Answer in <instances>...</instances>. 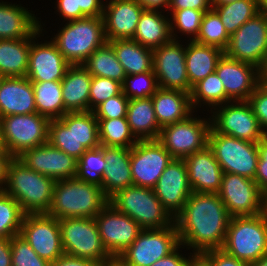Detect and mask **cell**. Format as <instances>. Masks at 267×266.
Here are the masks:
<instances>
[{
    "mask_svg": "<svg viewBox=\"0 0 267 266\" xmlns=\"http://www.w3.org/2000/svg\"><path fill=\"white\" fill-rule=\"evenodd\" d=\"M212 110L211 127L220 134L254 143L265 136L247 101H231Z\"/></svg>",
    "mask_w": 267,
    "mask_h": 266,
    "instance_id": "cell-14",
    "label": "cell"
},
{
    "mask_svg": "<svg viewBox=\"0 0 267 266\" xmlns=\"http://www.w3.org/2000/svg\"><path fill=\"white\" fill-rule=\"evenodd\" d=\"M217 194L231 217L256 216L267 210V197L254 180L244 176L223 173Z\"/></svg>",
    "mask_w": 267,
    "mask_h": 266,
    "instance_id": "cell-13",
    "label": "cell"
},
{
    "mask_svg": "<svg viewBox=\"0 0 267 266\" xmlns=\"http://www.w3.org/2000/svg\"><path fill=\"white\" fill-rule=\"evenodd\" d=\"M259 159L254 181L260 191L267 197V137L264 136L258 142Z\"/></svg>",
    "mask_w": 267,
    "mask_h": 266,
    "instance_id": "cell-52",
    "label": "cell"
},
{
    "mask_svg": "<svg viewBox=\"0 0 267 266\" xmlns=\"http://www.w3.org/2000/svg\"><path fill=\"white\" fill-rule=\"evenodd\" d=\"M12 156L5 148H0V190H3L6 183L7 165Z\"/></svg>",
    "mask_w": 267,
    "mask_h": 266,
    "instance_id": "cell-59",
    "label": "cell"
},
{
    "mask_svg": "<svg viewBox=\"0 0 267 266\" xmlns=\"http://www.w3.org/2000/svg\"><path fill=\"white\" fill-rule=\"evenodd\" d=\"M258 2L260 12L267 16V0H258Z\"/></svg>",
    "mask_w": 267,
    "mask_h": 266,
    "instance_id": "cell-62",
    "label": "cell"
},
{
    "mask_svg": "<svg viewBox=\"0 0 267 266\" xmlns=\"http://www.w3.org/2000/svg\"><path fill=\"white\" fill-rule=\"evenodd\" d=\"M262 82L267 85V71H262Z\"/></svg>",
    "mask_w": 267,
    "mask_h": 266,
    "instance_id": "cell-66",
    "label": "cell"
},
{
    "mask_svg": "<svg viewBox=\"0 0 267 266\" xmlns=\"http://www.w3.org/2000/svg\"><path fill=\"white\" fill-rule=\"evenodd\" d=\"M193 114L194 112L186 119L164 126L160 130L157 140L173 159H185L208 145L211 120L199 116L197 118Z\"/></svg>",
    "mask_w": 267,
    "mask_h": 266,
    "instance_id": "cell-10",
    "label": "cell"
},
{
    "mask_svg": "<svg viewBox=\"0 0 267 266\" xmlns=\"http://www.w3.org/2000/svg\"><path fill=\"white\" fill-rule=\"evenodd\" d=\"M105 172L98 182L110 198L117 191L133 185L130 168V148L104 146Z\"/></svg>",
    "mask_w": 267,
    "mask_h": 266,
    "instance_id": "cell-26",
    "label": "cell"
},
{
    "mask_svg": "<svg viewBox=\"0 0 267 266\" xmlns=\"http://www.w3.org/2000/svg\"><path fill=\"white\" fill-rule=\"evenodd\" d=\"M51 40L71 65H82L107 40L102 17L66 22Z\"/></svg>",
    "mask_w": 267,
    "mask_h": 266,
    "instance_id": "cell-5",
    "label": "cell"
},
{
    "mask_svg": "<svg viewBox=\"0 0 267 266\" xmlns=\"http://www.w3.org/2000/svg\"><path fill=\"white\" fill-rule=\"evenodd\" d=\"M192 192L218 193L223 171L208 145L185 159Z\"/></svg>",
    "mask_w": 267,
    "mask_h": 266,
    "instance_id": "cell-24",
    "label": "cell"
},
{
    "mask_svg": "<svg viewBox=\"0 0 267 266\" xmlns=\"http://www.w3.org/2000/svg\"><path fill=\"white\" fill-rule=\"evenodd\" d=\"M208 147L223 173L237 174L254 180L259 159L258 143L220 134L211 127Z\"/></svg>",
    "mask_w": 267,
    "mask_h": 266,
    "instance_id": "cell-9",
    "label": "cell"
},
{
    "mask_svg": "<svg viewBox=\"0 0 267 266\" xmlns=\"http://www.w3.org/2000/svg\"><path fill=\"white\" fill-rule=\"evenodd\" d=\"M37 113L51 119L64 115L61 81L32 82Z\"/></svg>",
    "mask_w": 267,
    "mask_h": 266,
    "instance_id": "cell-37",
    "label": "cell"
},
{
    "mask_svg": "<svg viewBox=\"0 0 267 266\" xmlns=\"http://www.w3.org/2000/svg\"><path fill=\"white\" fill-rule=\"evenodd\" d=\"M238 0H211L212 7L224 5Z\"/></svg>",
    "mask_w": 267,
    "mask_h": 266,
    "instance_id": "cell-63",
    "label": "cell"
},
{
    "mask_svg": "<svg viewBox=\"0 0 267 266\" xmlns=\"http://www.w3.org/2000/svg\"><path fill=\"white\" fill-rule=\"evenodd\" d=\"M180 244L173 252L163 257L162 259L157 260L151 266H189L196 258L193 253H190V256L186 258L179 251L184 246ZM179 250V251H178Z\"/></svg>",
    "mask_w": 267,
    "mask_h": 266,
    "instance_id": "cell-54",
    "label": "cell"
},
{
    "mask_svg": "<svg viewBox=\"0 0 267 266\" xmlns=\"http://www.w3.org/2000/svg\"><path fill=\"white\" fill-rule=\"evenodd\" d=\"M185 47V60L188 81L193 87L196 83L206 78L216 70L219 59L224 51L218 47L204 45L187 40Z\"/></svg>",
    "mask_w": 267,
    "mask_h": 266,
    "instance_id": "cell-30",
    "label": "cell"
},
{
    "mask_svg": "<svg viewBox=\"0 0 267 266\" xmlns=\"http://www.w3.org/2000/svg\"><path fill=\"white\" fill-rule=\"evenodd\" d=\"M180 43V40H171L153 50V71L159 88L190 93L192 87L188 81L185 45Z\"/></svg>",
    "mask_w": 267,
    "mask_h": 266,
    "instance_id": "cell-18",
    "label": "cell"
},
{
    "mask_svg": "<svg viewBox=\"0 0 267 266\" xmlns=\"http://www.w3.org/2000/svg\"><path fill=\"white\" fill-rule=\"evenodd\" d=\"M102 266H122V265L116 259H114L112 262L106 263Z\"/></svg>",
    "mask_w": 267,
    "mask_h": 266,
    "instance_id": "cell-65",
    "label": "cell"
},
{
    "mask_svg": "<svg viewBox=\"0 0 267 266\" xmlns=\"http://www.w3.org/2000/svg\"><path fill=\"white\" fill-rule=\"evenodd\" d=\"M75 137L87 150L100 146L98 120L94 112H75Z\"/></svg>",
    "mask_w": 267,
    "mask_h": 266,
    "instance_id": "cell-46",
    "label": "cell"
},
{
    "mask_svg": "<svg viewBox=\"0 0 267 266\" xmlns=\"http://www.w3.org/2000/svg\"><path fill=\"white\" fill-rule=\"evenodd\" d=\"M55 180L32 171L17 157H12L7 165L4 191L14 198L25 214L48 213Z\"/></svg>",
    "mask_w": 267,
    "mask_h": 266,
    "instance_id": "cell-3",
    "label": "cell"
},
{
    "mask_svg": "<svg viewBox=\"0 0 267 266\" xmlns=\"http://www.w3.org/2000/svg\"><path fill=\"white\" fill-rule=\"evenodd\" d=\"M230 219L217 193L192 192L175 217L180 244L196 257L208 250L222 249Z\"/></svg>",
    "mask_w": 267,
    "mask_h": 266,
    "instance_id": "cell-1",
    "label": "cell"
},
{
    "mask_svg": "<svg viewBox=\"0 0 267 266\" xmlns=\"http://www.w3.org/2000/svg\"><path fill=\"white\" fill-rule=\"evenodd\" d=\"M2 140H1V130H0V148H2Z\"/></svg>",
    "mask_w": 267,
    "mask_h": 266,
    "instance_id": "cell-68",
    "label": "cell"
},
{
    "mask_svg": "<svg viewBox=\"0 0 267 266\" xmlns=\"http://www.w3.org/2000/svg\"><path fill=\"white\" fill-rule=\"evenodd\" d=\"M82 65L92 76L106 77L121 84L126 76L124 67L108 42L95 50Z\"/></svg>",
    "mask_w": 267,
    "mask_h": 266,
    "instance_id": "cell-36",
    "label": "cell"
},
{
    "mask_svg": "<svg viewBox=\"0 0 267 266\" xmlns=\"http://www.w3.org/2000/svg\"><path fill=\"white\" fill-rule=\"evenodd\" d=\"M97 120L100 146L131 148L138 142L130 130L127 117Z\"/></svg>",
    "mask_w": 267,
    "mask_h": 266,
    "instance_id": "cell-40",
    "label": "cell"
},
{
    "mask_svg": "<svg viewBox=\"0 0 267 266\" xmlns=\"http://www.w3.org/2000/svg\"><path fill=\"white\" fill-rule=\"evenodd\" d=\"M109 203L136 221L142 229H161L175 224V218L152 188L128 186L112 195Z\"/></svg>",
    "mask_w": 267,
    "mask_h": 266,
    "instance_id": "cell-4",
    "label": "cell"
},
{
    "mask_svg": "<svg viewBox=\"0 0 267 266\" xmlns=\"http://www.w3.org/2000/svg\"><path fill=\"white\" fill-rule=\"evenodd\" d=\"M146 10L168 11L170 0H136ZM162 8V9H161Z\"/></svg>",
    "mask_w": 267,
    "mask_h": 266,
    "instance_id": "cell-60",
    "label": "cell"
},
{
    "mask_svg": "<svg viewBox=\"0 0 267 266\" xmlns=\"http://www.w3.org/2000/svg\"><path fill=\"white\" fill-rule=\"evenodd\" d=\"M56 3L57 14H60L59 17L62 16L67 22L87 17L78 7L77 0H57Z\"/></svg>",
    "mask_w": 267,
    "mask_h": 266,
    "instance_id": "cell-53",
    "label": "cell"
},
{
    "mask_svg": "<svg viewBox=\"0 0 267 266\" xmlns=\"http://www.w3.org/2000/svg\"><path fill=\"white\" fill-rule=\"evenodd\" d=\"M180 245L176 225L143 229L137 239L116 259L122 266H151Z\"/></svg>",
    "mask_w": 267,
    "mask_h": 266,
    "instance_id": "cell-11",
    "label": "cell"
},
{
    "mask_svg": "<svg viewBox=\"0 0 267 266\" xmlns=\"http://www.w3.org/2000/svg\"><path fill=\"white\" fill-rule=\"evenodd\" d=\"M167 14L170 16V31L172 40H178L179 37L175 33H181L182 35H188L191 41H193L200 29L203 15L206 11L194 10L186 8L182 10H170ZM172 19V20H171ZM175 30V31H174ZM191 35V36H190Z\"/></svg>",
    "mask_w": 267,
    "mask_h": 266,
    "instance_id": "cell-43",
    "label": "cell"
},
{
    "mask_svg": "<svg viewBox=\"0 0 267 266\" xmlns=\"http://www.w3.org/2000/svg\"><path fill=\"white\" fill-rule=\"evenodd\" d=\"M212 8L218 13L229 36L260 12L258 0H238Z\"/></svg>",
    "mask_w": 267,
    "mask_h": 266,
    "instance_id": "cell-39",
    "label": "cell"
},
{
    "mask_svg": "<svg viewBox=\"0 0 267 266\" xmlns=\"http://www.w3.org/2000/svg\"><path fill=\"white\" fill-rule=\"evenodd\" d=\"M109 203V198L96 181L69 178L55 182L53 199L47 214L54 218H95Z\"/></svg>",
    "mask_w": 267,
    "mask_h": 266,
    "instance_id": "cell-2",
    "label": "cell"
},
{
    "mask_svg": "<svg viewBox=\"0 0 267 266\" xmlns=\"http://www.w3.org/2000/svg\"><path fill=\"white\" fill-rule=\"evenodd\" d=\"M0 266H12L10 239L0 238Z\"/></svg>",
    "mask_w": 267,
    "mask_h": 266,
    "instance_id": "cell-58",
    "label": "cell"
},
{
    "mask_svg": "<svg viewBox=\"0 0 267 266\" xmlns=\"http://www.w3.org/2000/svg\"><path fill=\"white\" fill-rule=\"evenodd\" d=\"M127 121L137 140H157L161 128L156 119L152 97L130 99Z\"/></svg>",
    "mask_w": 267,
    "mask_h": 266,
    "instance_id": "cell-32",
    "label": "cell"
},
{
    "mask_svg": "<svg viewBox=\"0 0 267 266\" xmlns=\"http://www.w3.org/2000/svg\"><path fill=\"white\" fill-rule=\"evenodd\" d=\"M59 227L66 255L87 259L100 266L114 260L101 241L95 218L59 219Z\"/></svg>",
    "mask_w": 267,
    "mask_h": 266,
    "instance_id": "cell-7",
    "label": "cell"
},
{
    "mask_svg": "<svg viewBox=\"0 0 267 266\" xmlns=\"http://www.w3.org/2000/svg\"><path fill=\"white\" fill-rule=\"evenodd\" d=\"M25 213L20 204L4 190H0V238L19 235Z\"/></svg>",
    "mask_w": 267,
    "mask_h": 266,
    "instance_id": "cell-42",
    "label": "cell"
},
{
    "mask_svg": "<svg viewBox=\"0 0 267 266\" xmlns=\"http://www.w3.org/2000/svg\"><path fill=\"white\" fill-rule=\"evenodd\" d=\"M50 119L39 113L0 118L2 146L12 157L48 142Z\"/></svg>",
    "mask_w": 267,
    "mask_h": 266,
    "instance_id": "cell-8",
    "label": "cell"
},
{
    "mask_svg": "<svg viewBox=\"0 0 267 266\" xmlns=\"http://www.w3.org/2000/svg\"><path fill=\"white\" fill-rule=\"evenodd\" d=\"M32 171L49 176L55 181L74 178L77 159L53 147L49 142L23 151L17 157Z\"/></svg>",
    "mask_w": 267,
    "mask_h": 266,
    "instance_id": "cell-21",
    "label": "cell"
},
{
    "mask_svg": "<svg viewBox=\"0 0 267 266\" xmlns=\"http://www.w3.org/2000/svg\"><path fill=\"white\" fill-rule=\"evenodd\" d=\"M48 142L77 160L82 156L87 149L75 137V112L50 120Z\"/></svg>",
    "mask_w": 267,
    "mask_h": 266,
    "instance_id": "cell-35",
    "label": "cell"
},
{
    "mask_svg": "<svg viewBox=\"0 0 267 266\" xmlns=\"http://www.w3.org/2000/svg\"><path fill=\"white\" fill-rule=\"evenodd\" d=\"M158 89L159 85L154 71L126 75L122 83V92L129 99L152 97Z\"/></svg>",
    "mask_w": 267,
    "mask_h": 266,
    "instance_id": "cell-45",
    "label": "cell"
},
{
    "mask_svg": "<svg viewBox=\"0 0 267 266\" xmlns=\"http://www.w3.org/2000/svg\"><path fill=\"white\" fill-rule=\"evenodd\" d=\"M95 222L101 241L113 259H117L143 230L136 221L110 203L95 216Z\"/></svg>",
    "mask_w": 267,
    "mask_h": 266,
    "instance_id": "cell-15",
    "label": "cell"
},
{
    "mask_svg": "<svg viewBox=\"0 0 267 266\" xmlns=\"http://www.w3.org/2000/svg\"><path fill=\"white\" fill-rule=\"evenodd\" d=\"M222 249L251 265L267 254V210L256 216L231 217Z\"/></svg>",
    "mask_w": 267,
    "mask_h": 266,
    "instance_id": "cell-6",
    "label": "cell"
},
{
    "mask_svg": "<svg viewBox=\"0 0 267 266\" xmlns=\"http://www.w3.org/2000/svg\"><path fill=\"white\" fill-rule=\"evenodd\" d=\"M172 159L158 140H138L130 148L133 185L153 189Z\"/></svg>",
    "mask_w": 267,
    "mask_h": 266,
    "instance_id": "cell-17",
    "label": "cell"
},
{
    "mask_svg": "<svg viewBox=\"0 0 267 266\" xmlns=\"http://www.w3.org/2000/svg\"><path fill=\"white\" fill-rule=\"evenodd\" d=\"M247 102L250 104L260 124L261 130L267 133V85L261 82L249 96Z\"/></svg>",
    "mask_w": 267,
    "mask_h": 266,
    "instance_id": "cell-50",
    "label": "cell"
},
{
    "mask_svg": "<svg viewBox=\"0 0 267 266\" xmlns=\"http://www.w3.org/2000/svg\"><path fill=\"white\" fill-rule=\"evenodd\" d=\"M132 39L152 50L169 43L172 40L169 16L162 11L144 9Z\"/></svg>",
    "mask_w": 267,
    "mask_h": 266,
    "instance_id": "cell-31",
    "label": "cell"
},
{
    "mask_svg": "<svg viewBox=\"0 0 267 266\" xmlns=\"http://www.w3.org/2000/svg\"><path fill=\"white\" fill-rule=\"evenodd\" d=\"M230 36L221 22L218 13L211 8L203 15L199 32L193 40L204 45H211L222 49L227 48Z\"/></svg>",
    "mask_w": 267,
    "mask_h": 266,
    "instance_id": "cell-41",
    "label": "cell"
},
{
    "mask_svg": "<svg viewBox=\"0 0 267 266\" xmlns=\"http://www.w3.org/2000/svg\"><path fill=\"white\" fill-rule=\"evenodd\" d=\"M186 8L208 11L212 8V4L211 0H170L168 11L182 10Z\"/></svg>",
    "mask_w": 267,
    "mask_h": 266,
    "instance_id": "cell-55",
    "label": "cell"
},
{
    "mask_svg": "<svg viewBox=\"0 0 267 266\" xmlns=\"http://www.w3.org/2000/svg\"><path fill=\"white\" fill-rule=\"evenodd\" d=\"M215 72L222 81L226 95L232 101H247L262 82L260 69L225 54L219 59Z\"/></svg>",
    "mask_w": 267,
    "mask_h": 266,
    "instance_id": "cell-20",
    "label": "cell"
},
{
    "mask_svg": "<svg viewBox=\"0 0 267 266\" xmlns=\"http://www.w3.org/2000/svg\"><path fill=\"white\" fill-rule=\"evenodd\" d=\"M5 78V76L2 74V73H0V84H1V82H2V80Z\"/></svg>",
    "mask_w": 267,
    "mask_h": 266,
    "instance_id": "cell-67",
    "label": "cell"
},
{
    "mask_svg": "<svg viewBox=\"0 0 267 266\" xmlns=\"http://www.w3.org/2000/svg\"><path fill=\"white\" fill-rule=\"evenodd\" d=\"M106 168L104 146L86 150L77 160V178L99 182Z\"/></svg>",
    "mask_w": 267,
    "mask_h": 266,
    "instance_id": "cell-44",
    "label": "cell"
},
{
    "mask_svg": "<svg viewBox=\"0 0 267 266\" xmlns=\"http://www.w3.org/2000/svg\"><path fill=\"white\" fill-rule=\"evenodd\" d=\"M113 48L126 75H135L153 71V50L133 39H115L107 41Z\"/></svg>",
    "mask_w": 267,
    "mask_h": 266,
    "instance_id": "cell-33",
    "label": "cell"
},
{
    "mask_svg": "<svg viewBox=\"0 0 267 266\" xmlns=\"http://www.w3.org/2000/svg\"><path fill=\"white\" fill-rule=\"evenodd\" d=\"M122 92V84L116 80L106 77L92 76L89 111H94L100 104L107 99L119 95Z\"/></svg>",
    "mask_w": 267,
    "mask_h": 266,
    "instance_id": "cell-47",
    "label": "cell"
},
{
    "mask_svg": "<svg viewBox=\"0 0 267 266\" xmlns=\"http://www.w3.org/2000/svg\"><path fill=\"white\" fill-rule=\"evenodd\" d=\"M92 75L83 65H71L61 80L64 115L89 111Z\"/></svg>",
    "mask_w": 267,
    "mask_h": 266,
    "instance_id": "cell-27",
    "label": "cell"
},
{
    "mask_svg": "<svg viewBox=\"0 0 267 266\" xmlns=\"http://www.w3.org/2000/svg\"><path fill=\"white\" fill-rule=\"evenodd\" d=\"M232 100L226 95L222 81L214 72L196 83L190 92L191 106L195 112L196 107L208 105L210 110L217 106L231 102Z\"/></svg>",
    "mask_w": 267,
    "mask_h": 266,
    "instance_id": "cell-38",
    "label": "cell"
},
{
    "mask_svg": "<svg viewBox=\"0 0 267 266\" xmlns=\"http://www.w3.org/2000/svg\"><path fill=\"white\" fill-rule=\"evenodd\" d=\"M0 2V39L31 37L39 28V18L19 4Z\"/></svg>",
    "mask_w": 267,
    "mask_h": 266,
    "instance_id": "cell-28",
    "label": "cell"
},
{
    "mask_svg": "<svg viewBox=\"0 0 267 266\" xmlns=\"http://www.w3.org/2000/svg\"><path fill=\"white\" fill-rule=\"evenodd\" d=\"M78 7L87 17H102L104 4L102 0H77Z\"/></svg>",
    "mask_w": 267,
    "mask_h": 266,
    "instance_id": "cell-56",
    "label": "cell"
},
{
    "mask_svg": "<svg viewBox=\"0 0 267 266\" xmlns=\"http://www.w3.org/2000/svg\"><path fill=\"white\" fill-rule=\"evenodd\" d=\"M129 98L121 92L100 104L93 112L97 119L127 117Z\"/></svg>",
    "mask_w": 267,
    "mask_h": 266,
    "instance_id": "cell-49",
    "label": "cell"
},
{
    "mask_svg": "<svg viewBox=\"0 0 267 266\" xmlns=\"http://www.w3.org/2000/svg\"><path fill=\"white\" fill-rule=\"evenodd\" d=\"M224 54L261 71L267 63V16L259 12L230 36Z\"/></svg>",
    "mask_w": 267,
    "mask_h": 266,
    "instance_id": "cell-12",
    "label": "cell"
},
{
    "mask_svg": "<svg viewBox=\"0 0 267 266\" xmlns=\"http://www.w3.org/2000/svg\"><path fill=\"white\" fill-rule=\"evenodd\" d=\"M107 3L102 15L106 40L132 39L144 8L136 0H112Z\"/></svg>",
    "mask_w": 267,
    "mask_h": 266,
    "instance_id": "cell-23",
    "label": "cell"
},
{
    "mask_svg": "<svg viewBox=\"0 0 267 266\" xmlns=\"http://www.w3.org/2000/svg\"><path fill=\"white\" fill-rule=\"evenodd\" d=\"M189 266H206L198 257Z\"/></svg>",
    "mask_w": 267,
    "mask_h": 266,
    "instance_id": "cell-64",
    "label": "cell"
},
{
    "mask_svg": "<svg viewBox=\"0 0 267 266\" xmlns=\"http://www.w3.org/2000/svg\"><path fill=\"white\" fill-rule=\"evenodd\" d=\"M32 36L0 39V73L5 77H25L29 65Z\"/></svg>",
    "mask_w": 267,
    "mask_h": 266,
    "instance_id": "cell-34",
    "label": "cell"
},
{
    "mask_svg": "<svg viewBox=\"0 0 267 266\" xmlns=\"http://www.w3.org/2000/svg\"><path fill=\"white\" fill-rule=\"evenodd\" d=\"M198 258L206 266H250L249 264L227 254L223 249L203 252Z\"/></svg>",
    "mask_w": 267,
    "mask_h": 266,
    "instance_id": "cell-51",
    "label": "cell"
},
{
    "mask_svg": "<svg viewBox=\"0 0 267 266\" xmlns=\"http://www.w3.org/2000/svg\"><path fill=\"white\" fill-rule=\"evenodd\" d=\"M250 266H267V254L259 258L257 261L252 263Z\"/></svg>",
    "mask_w": 267,
    "mask_h": 266,
    "instance_id": "cell-61",
    "label": "cell"
},
{
    "mask_svg": "<svg viewBox=\"0 0 267 266\" xmlns=\"http://www.w3.org/2000/svg\"><path fill=\"white\" fill-rule=\"evenodd\" d=\"M44 260L53 263L64 253L59 220L47 213L25 214L20 234Z\"/></svg>",
    "mask_w": 267,
    "mask_h": 266,
    "instance_id": "cell-16",
    "label": "cell"
},
{
    "mask_svg": "<svg viewBox=\"0 0 267 266\" xmlns=\"http://www.w3.org/2000/svg\"><path fill=\"white\" fill-rule=\"evenodd\" d=\"M152 102L160 128L182 121L194 112L190 93L179 90L159 88L153 94Z\"/></svg>",
    "mask_w": 267,
    "mask_h": 266,
    "instance_id": "cell-29",
    "label": "cell"
},
{
    "mask_svg": "<svg viewBox=\"0 0 267 266\" xmlns=\"http://www.w3.org/2000/svg\"><path fill=\"white\" fill-rule=\"evenodd\" d=\"M153 189L157 198L175 218L192 193L184 159H172Z\"/></svg>",
    "mask_w": 267,
    "mask_h": 266,
    "instance_id": "cell-22",
    "label": "cell"
},
{
    "mask_svg": "<svg viewBox=\"0 0 267 266\" xmlns=\"http://www.w3.org/2000/svg\"><path fill=\"white\" fill-rule=\"evenodd\" d=\"M50 266H100L93 261L63 254Z\"/></svg>",
    "mask_w": 267,
    "mask_h": 266,
    "instance_id": "cell-57",
    "label": "cell"
},
{
    "mask_svg": "<svg viewBox=\"0 0 267 266\" xmlns=\"http://www.w3.org/2000/svg\"><path fill=\"white\" fill-rule=\"evenodd\" d=\"M12 266H50L20 235L10 238Z\"/></svg>",
    "mask_w": 267,
    "mask_h": 266,
    "instance_id": "cell-48",
    "label": "cell"
},
{
    "mask_svg": "<svg viewBox=\"0 0 267 266\" xmlns=\"http://www.w3.org/2000/svg\"><path fill=\"white\" fill-rule=\"evenodd\" d=\"M32 82L25 77H5L0 84V118L37 113Z\"/></svg>",
    "mask_w": 267,
    "mask_h": 266,
    "instance_id": "cell-25",
    "label": "cell"
},
{
    "mask_svg": "<svg viewBox=\"0 0 267 266\" xmlns=\"http://www.w3.org/2000/svg\"><path fill=\"white\" fill-rule=\"evenodd\" d=\"M263 71H267V63H266V65H265V68H264V70Z\"/></svg>",
    "mask_w": 267,
    "mask_h": 266,
    "instance_id": "cell-69",
    "label": "cell"
},
{
    "mask_svg": "<svg viewBox=\"0 0 267 266\" xmlns=\"http://www.w3.org/2000/svg\"><path fill=\"white\" fill-rule=\"evenodd\" d=\"M43 30L45 29L40 21V28L32 35L26 77L31 82L61 81L71 64L63 57L51 39L44 43L37 41Z\"/></svg>",
    "mask_w": 267,
    "mask_h": 266,
    "instance_id": "cell-19",
    "label": "cell"
}]
</instances>
